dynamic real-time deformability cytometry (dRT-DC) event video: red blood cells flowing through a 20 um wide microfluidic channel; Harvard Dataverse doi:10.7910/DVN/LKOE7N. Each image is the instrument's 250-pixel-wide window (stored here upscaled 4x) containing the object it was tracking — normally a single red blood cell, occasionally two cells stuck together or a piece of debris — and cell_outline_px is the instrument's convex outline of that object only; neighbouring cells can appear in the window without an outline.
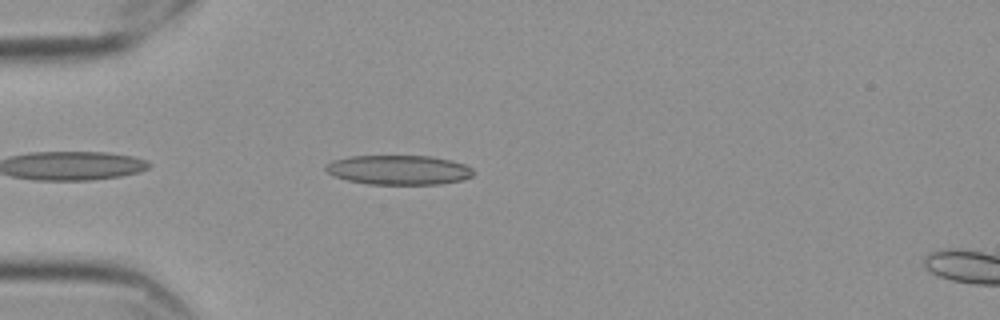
{"species": "Egyptian fruit bat (a non-hibernating species)", "species_latin": "Rousettus aegyptiacus", "temperature_condition": "cold", "stored_images_in_passage": 28, "camera_frame_rate_fps": 3000, "um_per_image_px": 0.085, "frame": {"image": 1, "passage_image": 3, "time_ms": 0.667, "image_size_px": [1000, 320], "cell_outline_px": [[472, 176], [460, 180], [440, 184], [368, 184], [348, 180], [332, 176], [324, 168], [324, 164], [332, 160], [352, 156], [432, 156], [452, 160], [464, 164], [472, 168]], "centroid_in_image_um": [33.85, 14.44], "position_along_channel_um": 51.1, "area_um2": 25.43}}
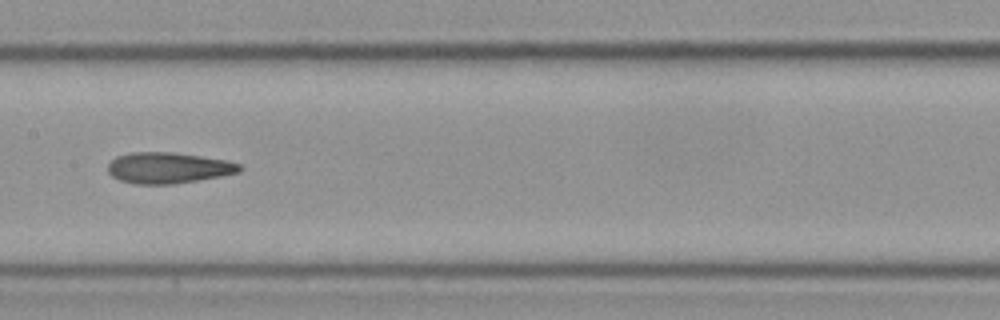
{"frame": {"image": 2, "passage_image": 16, "time_ms": 5.0, "image_size_px": [1000, 320], "cell_outline_px": [[244, 168], [240, 172], [220, 176], [172, 184], [136, 184], [120, 180], [112, 176], [108, 172], [108, 164], [116, 156], [132, 152], [172, 152], [228, 160], [240, 164]], "centroid_in_image_um": [14.31, 14.26], "position_along_channel_um": 193.1, "area_um2": 23.76}}
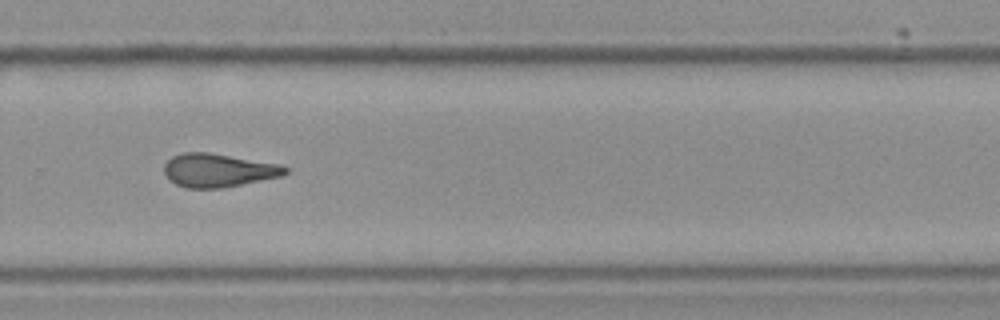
{"frame": {"image": 3, "passage_image": 26, "time_ms": 8.333, "image_size_px": [1000, 320], "cell_outline_px": [[288, 172], [280, 176], [220, 188], [188, 188], [176, 184], [168, 180], [164, 172], [164, 164], [172, 156], [184, 152], [208, 152], [280, 164], [288, 168]], "centroid_in_image_um": [18.51, 14.47], "position_along_channel_um": 311.3, "area_um2": 23.41}}